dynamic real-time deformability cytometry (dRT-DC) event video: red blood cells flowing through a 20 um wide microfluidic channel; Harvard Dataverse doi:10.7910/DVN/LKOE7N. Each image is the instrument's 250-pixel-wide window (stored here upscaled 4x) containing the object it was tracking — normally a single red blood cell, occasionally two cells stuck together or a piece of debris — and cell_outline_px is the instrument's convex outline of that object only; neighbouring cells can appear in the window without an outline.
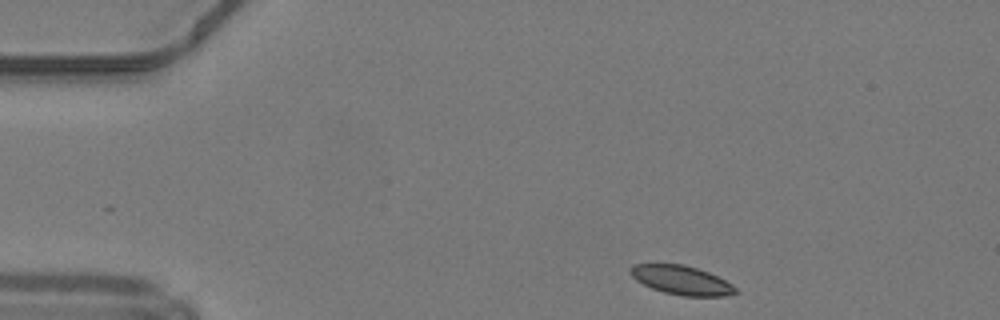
{"species": "common noctule bat (a hibernating species)", "species_latin": "Nyctalus noctula", "temperature_condition": "warm", "stored_images_in_passage": 42, "camera_frame_rate_fps": 3000, "um_per_image_px": 0.085, "animal": {"sex": "male", "body_mass_g": 19.2, "forearm_length_mm": 51.8}, "frame": {"image": 1, "passage_image": 1, "time_ms": 0.0, "image_size_px": [1000, 320], "cell_outline_px": [[740, 292], [728, 296], [684, 296], [664, 292], [652, 288], [636, 280], [628, 272], [628, 268], [632, 264], [684, 264], [708, 272], [732, 284]], "centroid_in_image_um": [57.92, 23.81], "position_along_channel_um": 27.1, "area_um2": 17.8}}
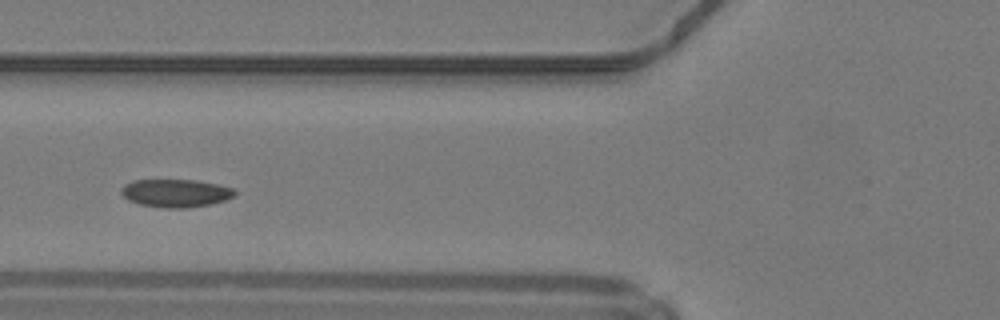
{"frame": {"image": 2, "passage_image": 12, "time_ms": 3.667, "image_size_px": [1000, 320], "cell_outline_px": [[236, 192], [232, 196], [224, 200], [212, 204], [188, 208], [164, 208], [140, 204], [128, 200], [120, 192], [120, 188], [124, 184], [132, 180], [196, 180], [216, 184], [232, 188]], "centroid_in_image_um": [14.89, 16.41], "position_along_channel_um": 110.9, "area_um2": 18.5}}
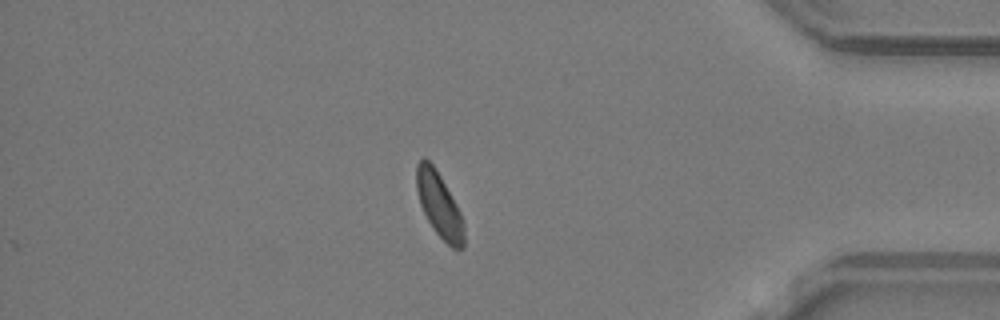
{"frame": {"image": 3, "passage_image": 35, "time_ms": 11.333, "image_size_px": [1000, 320], "cell_outline_px": [[464, 248], [452, 248], [436, 232], [428, 220], [420, 204], [416, 188], [416, 164], [424, 156], [432, 164], [440, 176], [456, 204], [460, 212], [464, 224]], "centroid_in_image_um": [37.32, 17.41], "position_along_channel_um": 397.9, "area_um2": 17.63}, "authors_computed_cell_mechanics": {"area_um2": 18.3226, "velocity_mm_per_s": 4.1866, "shape_relaxation_time_tau1_ms": 4.3856, "shape_relaxation_time_tau2_ms": null, "deformation_change_tau1": 0.0652, "deformation_change_tau2": null}}